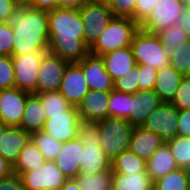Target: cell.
I'll return each instance as SVG.
<instances>
[{
	"mask_svg": "<svg viewBox=\"0 0 190 190\" xmlns=\"http://www.w3.org/2000/svg\"><path fill=\"white\" fill-rule=\"evenodd\" d=\"M48 52L69 63H78L89 53L79 9L57 7L48 11Z\"/></svg>",
	"mask_w": 190,
	"mask_h": 190,
	"instance_id": "obj_1",
	"label": "cell"
},
{
	"mask_svg": "<svg viewBox=\"0 0 190 190\" xmlns=\"http://www.w3.org/2000/svg\"><path fill=\"white\" fill-rule=\"evenodd\" d=\"M6 23L13 29L15 36L13 55L48 52V11L16 6Z\"/></svg>",
	"mask_w": 190,
	"mask_h": 190,
	"instance_id": "obj_2",
	"label": "cell"
},
{
	"mask_svg": "<svg viewBox=\"0 0 190 190\" xmlns=\"http://www.w3.org/2000/svg\"><path fill=\"white\" fill-rule=\"evenodd\" d=\"M77 138L83 145L80 174L93 175L111 170V160L99 145V131L96 123L81 122L77 129Z\"/></svg>",
	"mask_w": 190,
	"mask_h": 190,
	"instance_id": "obj_3",
	"label": "cell"
},
{
	"mask_svg": "<svg viewBox=\"0 0 190 190\" xmlns=\"http://www.w3.org/2000/svg\"><path fill=\"white\" fill-rule=\"evenodd\" d=\"M95 123L99 131V145L111 161L122 151L129 150L134 127L128 120L108 116Z\"/></svg>",
	"mask_w": 190,
	"mask_h": 190,
	"instance_id": "obj_4",
	"label": "cell"
},
{
	"mask_svg": "<svg viewBox=\"0 0 190 190\" xmlns=\"http://www.w3.org/2000/svg\"><path fill=\"white\" fill-rule=\"evenodd\" d=\"M138 30L139 25L133 19L113 17L105 31L90 48V54L102 56L108 52L128 47Z\"/></svg>",
	"mask_w": 190,
	"mask_h": 190,
	"instance_id": "obj_5",
	"label": "cell"
},
{
	"mask_svg": "<svg viewBox=\"0 0 190 190\" xmlns=\"http://www.w3.org/2000/svg\"><path fill=\"white\" fill-rule=\"evenodd\" d=\"M130 47L137 65L146 64L157 70L170 66L169 55L156 34L139 29L134 34Z\"/></svg>",
	"mask_w": 190,
	"mask_h": 190,
	"instance_id": "obj_6",
	"label": "cell"
},
{
	"mask_svg": "<svg viewBox=\"0 0 190 190\" xmlns=\"http://www.w3.org/2000/svg\"><path fill=\"white\" fill-rule=\"evenodd\" d=\"M186 10L180 0H157L154 9L139 25L145 33L157 34L159 31L179 23Z\"/></svg>",
	"mask_w": 190,
	"mask_h": 190,
	"instance_id": "obj_7",
	"label": "cell"
},
{
	"mask_svg": "<svg viewBox=\"0 0 190 190\" xmlns=\"http://www.w3.org/2000/svg\"><path fill=\"white\" fill-rule=\"evenodd\" d=\"M20 178L26 190H59L68 179L51 160L22 173Z\"/></svg>",
	"mask_w": 190,
	"mask_h": 190,
	"instance_id": "obj_8",
	"label": "cell"
},
{
	"mask_svg": "<svg viewBox=\"0 0 190 190\" xmlns=\"http://www.w3.org/2000/svg\"><path fill=\"white\" fill-rule=\"evenodd\" d=\"M79 11L84 25V42L91 48L105 31L114 15L107 6L88 3H84Z\"/></svg>",
	"mask_w": 190,
	"mask_h": 190,
	"instance_id": "obj_9",
	"label": "cell"
},
{
	"mask_svg": "<svg viewBox=\"0 0 190 190\" xmlns=\"http://www.w3.org/2000/svg\"><path fill=\"white\" fill-rule=\"evenodd\" d=\"M177 125L178 110L172 103L163 102L149 113L142 127L167 142L177 135Z\"/></svg>",
	"mask_w": 190,
	"mask_h": 190,
	"instance_id": "obj_10",
	"label": "cell"
},
{
	"mask_svg": "<svg viewBox=\"0 0 190 190\" xmlns=\"http://www.w3.org/2000/svg\"><path fill=\"white\" fill-rule=\"evenodd\" d=\"M45 53L31 52L28 54L12 55L16 88L36 94L38 70L40 61Z\"/></svg>",
	"mask_w": 190,
	"mask_h": 190,
	"instance_id": "obj_11",
	"label": "cell"
},
{
	"mask_svg": "<svg viewBox=\"0 0 190 190\" xmlns=\"http://www.w3.org/2000/svg\"><path fill=\"white\" fill-rule=\"evenodd\" d=\"M69 62L46 52L40 61L36 82V94L59 91L65 69Z\"/></svg>",
	"mask_w": 190,
	"mask_h": 190,
	"instance_id": "obj_12",
	"label": "cell"
},
{
	"mask_svg": "<svg viewBox=\"0 0 190 190\" xmlns=\"http://www.w3.org/2000/svg\"><path fill=\"white\" fill-rule=\"evenodd\" d=\"M81 123L76 106H71L63 114L50 115L42 131L62 143L77 138V129Z\"/></svg>",
	"mask_w": 190,
	"mask_h": 190,
	"instance_id": "obj_13",
	"label": "cell"
},
{
	"mask_svg": "<svg viewBox=\"0 0 190 190\" xmlns=\"http://www.w3.org/2000/svg\"><path fill=\"white\" fill-rule=\"evenodd\" d=\"M29 94L16 87L0 90V119L6 125H20Z\"/></svg>",
	"mask_w": 190,
	"mask_h": 190,
	"instance_id": "obj_14",
	"label": "cell"
},
{
	"mask_svg": "<svg viewBox=\"0 0 190 190\" xmlns=\"http://www.w3.org/2000/svg\"><path fill=\"white\" fill-rule=\"evenodd\" d=\"M83 70L90 90L111 92L114 90V81L107 73L101 56L88 54L77 63Z\"/></svg>",
	"mask_w": 190,
	"mask_h": 190,
	"instance_id": "obj_15",
	"label": "cell"
},
{
	"mask_svg": "<svg viewBox=\"0 0 190 190\" xmlns=\"http://www.w3.org/2000/svg\"><path fill=\"white\" fill-rule=\"evenodd\" d=\"M89 87L82 68L77 63H69L65 69L59 92L71 106H78Z\"/></svg>",
	"mask_w": 190,
	"mask_h": 190,
	"instance_id": "obj_16",
	"label": "cell"
},
{
	"mask_svg": "<svg viewBox=\"0 0 190 190\" xmlns=\"http://www.w3.org/2000/svg\"><path fill=\"white\" fill-rule=\"evenodd\" d=\"M110 92L89 90L77 106L81 122L95 123L109 116Z\"/></svg>",
	"mask_w": 190,
	"mask_h": 190,
	"instance_id": "obj_17",
	"label": "cell"
},
{
	"mask_svg": "<svg viewBox=\"0 0 190 190\" xmlns=\"http://www.w3.org/2000/svg\"><path fill=\"white\" fill-rule=\"evenodd\" d=\"M82 152L83 145L78 138H75L64 142L58 156L53 160L68 179H75L80 174Z\"/></svg>",
	"mask_w": 190,
	"mask_h": 190,
	"instance_id": "obj_18",
	"label": "cell"
},
{
	"mask_svg": "<svg viewBox=\"0 0 190 190\" xmlns=\"http://www.w3.org/2000/svg\"><path fill=\"white\" fill-rule=\"evenodd\" d=\"M162 102L153 89L139 90L132 94L129 122L133 127H142L147 116Z\"/></svg>",
	"mask_w": 190,
	"mask_h": 190,
	"instance_id": "obj_19",
	"label": "cell"
},
{
	"mask_svg": "<svg viewBox=\"0 0 190 190\" xmlns=\"http://www.w3.org/2000/svg\"><path fill=\"white\" fill-rule=\"evenodd\" d=\"M30 140V134L19 126H8L1 136L0 156L12 166L18 160L22 148Z\"/></svg>",
	"mask_w": 190,
	"mask_h": 190,
	"instance_id": "obj_20",
	"label": "cell"
},
{
	"mask_svg": "<svg viewBox=\"0 0 190 190\" xmlns=\"http://www.w3.org/2000/svg\"><path fill=\"white\" fill-rule=\"evenodd\" d=\"M101 57L113 81L127 75L137 65L130 46L108 52Z\"/></svg>",
	"mask_w": 190,
	"mask_h": 190,
	"instance_id": "obj_21",
	"label": "cell"
},
{
	"mask_svg": "<svg viewBox=\"0 0 190 190\" xmlns=\"http://www.w3.org/2000/svg\"><path fill=\"white\" fill-rule=\"evenodd\" d=\"M166 142L157 134L143 127H134L129 150L147 161Z\"/></svg>",
	"mask_w": 190,
	"mask_h": 190,
	"instance_id": "obj_22",
	"label": "cell"
},
{
	"mask_svg": "<svg viewBox=\"0 0 190 190\" xmlns=\"http://www.w3.org/2000/svg\"><path fill=\"white\" fill-rule=\"evenodd\" d=\"M47 120L40 98L35 93H30L24 107L22 120L19 127L31 134L42 131Z\"/></svg>",
	"mask_w": 190,
	"mask_h": 190,
	"instance_id": "obj_23",
	"label": "cell"
},
{
	"mask_svg": "<svg viewBox=\"0 0 190 190\" xmlns=\"http://www.w3.org/2000/svg\"><path fill=\"white\" fill-rule=\"evenodd\" d=\"M176 168L177 165L167 143L157 149L146 161V172L153 182Z\"/></svg>",
	"mask_w": 190,
	"mask_h": 190,
	"instance_id": "obj_24",
	"label": "cell"
},
{
	"mask_svg": "<svg viewBox=\"0 0 190 190\" xmlns=\"http://www.w3.org/2000/svg\"><path fill=\"white\" fill-rule=\"evenodd\" d=\"M182 77L171 65L158 70L153 90L162 102H172Z\"/></svg>",
	"mask_w": 190,
	"mask_h": 190,
	"instance_id": "obj_25",
	"label": "cell"
},
{
	"mask_svg": "<svg viewBox=\"0 0 190 190\" xmlns=\"http://www.w3.org/2000/svg\"><path fill=\"white\" fill-rule=\"evenodd\" d=\"M153 181L147 172L122 174L113 172L112 190H151Z\"/></svg>",
	"mask_w": 190,
	"mask_h": 190,
	"instance_id": "obj_26",
	"label": "cell"
},
{
	"mask_svg": "<svg viewBox=\"0 0 190 190\" xmlns=\"http://www.w3.org/2000/svg\"><path fill=\"white\" fill-rule=\"evenodd\" d=\"M46 161L37 146L29 140L22 148L18 160L13 166V173L20 176L22 173L34 170Z\"/></svg>",
	"mask_w": 190,
	"mask_h": 190,
	"instance_id": "obj_27",
	"label": "cell"
},
{
	"mask_svg": "<svg viewBox=\"0 0 190 190\" xmlns=\"http://www.w3.org/2000/svg\"><path fill=\"white\" fill-rule=\"evenodd\" d=\"M111 169L115 173L122 174L146 172V161L130 150H126L112 159Z\"/></svg>",
	"mask_w": 190,
	"mask_h": 190,
	"instance_id": "obj_28",
	"label": "cell"
},
{
	"mask_svg": "<svg viewBox=\"0 0 190 190\" xmlns=\"http://www.w3.org/2000/svg\"><path fill=\"white\" fill-rule=\"evenodd\" d=\"M113 171L98 172L93 175L78 174L75 180L81 190H112Z\"/></svg>",
	"mask_w": 190,
	"mask_h": 190,
	"instance_id": "obj_29",
	"label": "cell"
},
{
	"mask_svg": "<svg viewBox=\"0 0 190 190\" xmlns=\"http://www.w3.org/2000/svg\"><path fill=\"white\" fill-rule=\"evenodd\" d=\"M30 140L37 146L46 160L53 161L62 149L63 143L55 138L38 131L30 134Z\"/></svg>",
	"mask_w": 190,
	"mask_h": 190,
	"instance_id": "obj_30",
	"label": "cell"
},
{
	"mask_svg": "<svg viewBox=\"0 0 190 190\" xmlns=\"http://www.w3.org/2000/svg\"><path fill=\"white\" fill-rule=\"evenodd\" d=\"M154 190H187V170L177 167L153 182Z\"/></svg>",
	"mask_w": 190,
	"mask_h": 190,
	"instance_id": "obj_31",
	"label": "cell"
},
{
	"mask_svg": "<svg viewBox=\"0 0 190 190\" xmlns=\"http://www.w3.org/2000/svg\"><path fill=\"white\" fill-rule=\"evenodd\" d=\"M131 101L132 94L112 90L109 96V116L129 120Z\"/></svg>",
	"mask_w": 190,
	"mask_h": 190,
	"instance_id": "obj_32",
	"label": "cell"
},
{
	"mask_svg": "<svg viewBox=\"0 0 190 190\" xmlns=\"http://www.w3.org/2000/svg\"><path fill=\"white\" fill-rule=\"evenodd\" d=\"M170 147L177 167L190 168V137L176 135L166 142Z\"/></svg>",
	"mask_w": 190,
	"mask_h": 190,
	"instance_id": "obj_33",
	"label": "cell"
},
{
	"mask_svg": "<svg viewBox=\"0 0 190 190\" xmlns=\"http://www.w3.org/2000/svg\"><path fill=\"white\" fill-rule=\"evenodd\" d=\"M36 95L40 98L47 118H50V115L63 114L71 107L59 91H48Z\"/></svg>",
	"mask_w": 190,
	"mask_h": 190,
	"instance_id": "obj_34",
	"label": "cell"
},
{
	"mask_svg": "<svg viewBox=\"0 0 190 190\" xmlns=\"http://www.w3.org/2000/svg\"><path fill=\"white\" fill-rule=\"evenodd\" d=\"M156 35L161 40L162 47L166 50L168 55L173 53L174 50H176V48L182 43L190 39L179 24H175L167 29L161 30Z\"/></svg>",
	"mask_w": 190,
	"mask_h": 190,
	"instance_id": "obj_35",
	"label": "cell"
},
{
	"mask_svg": "<svg viewBox=\"0 0 190 190\" xmlns=\"http://www.w3.org/2000/svg\"><path fill=\"white\" fill-rule=\"evenodd\" d=\"M170 65L182 76H190V39L169 55Z\"/></svg>",
	"mask_w": 190,
	"mask_h": 190,
	"instance_id": "obj_36",
	"label": "cell"
},
{
	"mask_svg": "<svg viewBox=\"0 0 190 190\" xmlns=\"http://www.w3.org/2000/svg\"><path fill=\"white\" fill-rule=\"evenodd\" d=\"M15 87L12 56H0V90Z\"/></svg>",
	"mask_w": 190,
	"mask_h": 190,
	"instance_id": "obj_37",
	"label": "cell"
},
{
	"mask_svg": "<svg viewBox=\"0 0 190 190\" xmlns=\"http://www.w3.org/2000/svg\"><path fill=\"white\" fill-rule=\"evenodd\" d=\"M177 110H190V76H183L171 102Z\"/></svg>",
	"mask_w": 190,
	"mask_h": 190,
	"instance_id": "obj_38",
	"label": "cell"
},
{
	"mask_svg": "<svg viewBox=\"0 0 190 190\" xmlns=\"http://www.w3.org/2000/svg\"><path fill=\"white\" fill-rule=\"evenodd\" d=\"M138 74L137 66L133 68L127 75L114 81V90L127 94H134L138 91Z\"/></svg>",
	"mask_w": 190,
	"mask_h": 190,
	"instance_id": "obj_39",
	"label": "cell"
},
{
	"mask_svg": "<svg viewBox=\"0 0 190 190\" xmlns=\"http://www.w3.org/2000/svg\"><path fill=\"white\" fill-rule=\"evenodd\" d=\"M15 36L13 29L6 23H0V56H12Z\"/></svg>",
	"mask_w": 190,
	"mask_h": 190,
	"instance_id": "obj_40",
	"label": "cell"
},
{
	"mask_svg": "<svg viewBox=\"0 0 190 190\" xmlns=\"http://www.w3.org/2000/svg\"><path fill=\"white\" fill-rule=\"evenodd\" d=\"M139 74H138V91L139 90H150L155 86L156 75L158 70L154 67H150L146 64L136 65Z\"/></svg>",
	"mask_w": 190,
	"mask_h": 190,
	"instance_id": "obj_41",
	"label": "cell"
},
{
	"mask_svg": "<svg viewBox=\"0 0 190 190\" xmlns=\"http://www.w3.org/2000/svg\"><path fill=\"white\" fill-rule=\"evenodd\" d=\"M109 8L114 17L130 18L134 20L135 0H111Z\"/></svg>",
	"mask_w": 190,
	"mask_h": 190,
	"instance_id": "obj_42",
	"label": "cell"
},
{
	"mask_svg": "<svg viewBox=\"0 0 190 190\" xmlns=\"http://www.w3.org/2000/svg\"><path fill=\"white\" fill-rule=\"evenodd\" d=\"M157 0H135L134 21L140 25L152 12Z\"/></svg>",
	"mask_w": 190,
	"mask_h": 190,
	"instance_id": "obj_43",
	"label": "cell"
},
{
	"mask_svg": "<svg viewBox=\"0 0 190 190\" xmlns=\"http://www.w3.org/2000/svg\"><path fill=\"white\" fill-rule=\"evenodd\" d=\"M0 190H26L22 179L17 174L0 178Z\"/></svg>",
	"mask_w": 190,
	"mask_h": 190,
	"instance_id": "obj_44",
	"label": "cell"
},
{
	"mask_svg": "<svg viewBox=\"0 0 190 190\" xmlns=\"http://www.w3.org/2000/svg\"><path fill=\"white\" fill-rule=\"evenodd\" d=\"M177 135L190 137V110H178Z\"/></svg>",
	"mask_w": 190,
	"mask_h": 190,
	"instance_id": "obj_45",
	"label": "cell"
},
{
	"mask_svg": "<svg viewBox=\"0 0 190 190\" xmlns=\"http://www.w3.org/2000/svg\"><path fill=\"white\" fill-rule=\"evenodd\" d=\"M16 6L13 0H0V23L7 21Z\"/></svg>",
	"mask_w": 190,
	"mask_h": 190,
	"instance_id": "obj_46",
	"label": "cell"
},
{
	"mask_svg": "<svg viewBox=\"0 0 190 190\" xmlns=\"http://www.w3.org/2000/svg\"><path fill=\"white\" fill-rule=\"evenodd\" d=\"M30 7L50 11L58 7V0H31Z\"/></svg>",
	"mask_w": 190,
	"mask_h": 190,
	"instance_id": "obj_47",
	"label": "cell"
},
{
	"mask_svg": "<svg viewBox=\"0 0 190 190\" xmlns=\"http://www.w3.org/2000/svg\"><path fill=\"white\" fill-rule=\"evenodd\" d=\"M180 27L187 33L190 38V9H186L181 15L179 23Z\"/></svg>",
	"mask_w": 190,
	"mask_h": 190,
	"instance_id": "obj_48",
	"label": "cell"
},
{
	"mask_svg": "<svg viewBox=\"0 0 190 190\" xmlns=\"http://www.w3.org/2000/svg\"><path fill=\"white\" fill-rule=\"evenodd\" d=\"M13 174V166L0 156V178H5Z\"/></svg>",
	"mask_w": 190,
	"mask_h": 190,
	"instance_id": "obj_49",
	"label": "cell"
},
{
	"mask_svg": "<svg viewBox=\"0 0 190 190\" xmlns=\"http://www.w3.org/2000/svg\"><path fill=\"white\" fill-rule=\"evenodd\" d=\"M84 3L85 0H58V7L79 9Z\"/></svg>",
	"mask_w": 190,
	"mask_h": 190,
	"instance_id": "obj_50",
	"label": "cell"
},
{
	"mask_svg": "<svg viewBox=\"0 0 190 190\" xmlns=\"http://www.w3.org/2000/svg\"><path fill=\"white\" fill-rule=\"evenodd\" d=\"M59 190H81V188L75 179H67Z\"/></svg>",
	"mask_w": 190,
	"mask_h": 190,
	"instance_id": "obj_51",
	"label": "cell"
},
{
	"mask_svg": "<svg viewBox=\"0 0 190 190\" xmlns=\"http://www.w3.org/2000/svg\"><path fill=\"white\" fill-rule=\"evenodd\" d=\"M111 0H85V3L92 5H103L109 7Z\"/></svg>",
	"mask_w": 190,
	"mask_h": 190,
	"instance_id": "obj_52",
	"label": "cell"
},
{
	"mask_svg": "<svg viewBox=\"0 0 190 190\" xmlns=\"http://www.w3.org/2000/svg\"><path fill=\"white\" fill-rule=\"evenodd\" d=\"M17 6L30 7L31 0H13Z\"/></svg>",
	"mask_w": 190,
	"mask_h": 190,
	"instance_id": "obj_53",
	"label": "cell"
},
{
	"mask_svg": "<svg viewBox=\"0 0 190 190\" xmlns=\"http://www.w3.org/2000/svg\"><path fill=\"white\" fill-rule=\"evenodd\" d=\"M8 125H6L1 119H0V141H1V136L5 132L6 128Z\"/></svg>",
	"mask_w": 190,
	"mask_h": 190,
	"instance_id": "obj_54",
	"label": "cell"
},
{
	"mask_svg": "<svg viewBox=\"0 0 190 190\" xmlns=\"http://www.w3.org/2000/svg\"><path fill=\"white\" fill-rule=\"evenodd\" d=\"M187 190H190V168L187 169Z\"/></svg>",
	"mask_w": 190,
	"mask_h": 190,
	"instance_id": "obj_55",
	"label": "cell"
},
{
	"mask_svg": "<svg viewBox=\"0 0 190 190\" xmlns=\"http://www.w3.org/2000/svg\"><path fill=\"white\" fill-rule=\"evenodd\" d=\"M186 9H190V0H180Z\"/></svg>",
	"mask_w": 190,
	"mask_h": 190,
	"instance_id": "obj_56",
	"label": "cell"
}]
</instances>
